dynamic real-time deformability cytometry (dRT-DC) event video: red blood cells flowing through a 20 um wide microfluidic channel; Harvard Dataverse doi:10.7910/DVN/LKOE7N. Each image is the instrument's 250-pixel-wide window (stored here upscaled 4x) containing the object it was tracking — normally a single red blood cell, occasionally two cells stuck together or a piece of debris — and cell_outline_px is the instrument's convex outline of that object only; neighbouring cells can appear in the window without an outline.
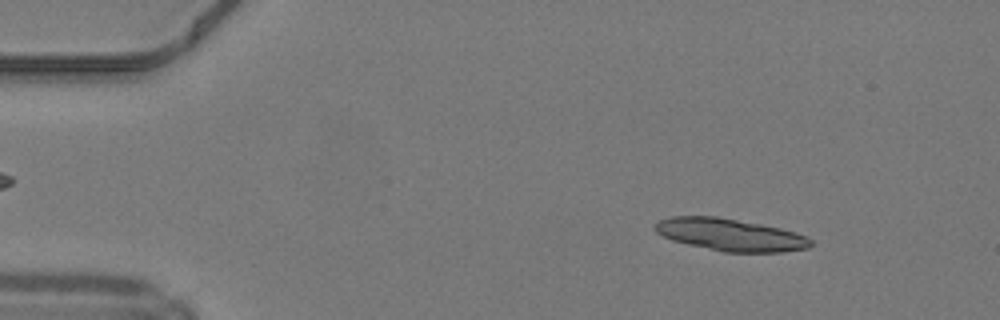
{"species": "common noctule bat (a hibernating species)", "species_latin": "Nyctalus noctula", "temperature_condition": "warm", "stored_images_in_passage": 49, "camera_frame_rate_fps": 3000, "um_per_image_px": 0.085, "animal": {"sex": "male", "body_mass_g": 19.2, "forearm_length_mm": 51.8}, "frame": {"image": 1, "passage_image": 7, "time_ms": 2.0, "image_size_px": [1000, 320], "cell_outline_px": [[812, 244], [808, 248], [780, 252], [724, 252], [688, 244], [672, 240], [656, 232], [652, 228], [660, 220], [668, 216], [716, 216], [760, 224], [780, 228], [796, 232], [808, 236], [812, 240]], "centroid_in_image_um": [62.08, 19.95], "position_along_channel_um": 22.9, "area_um2": 29.25}}
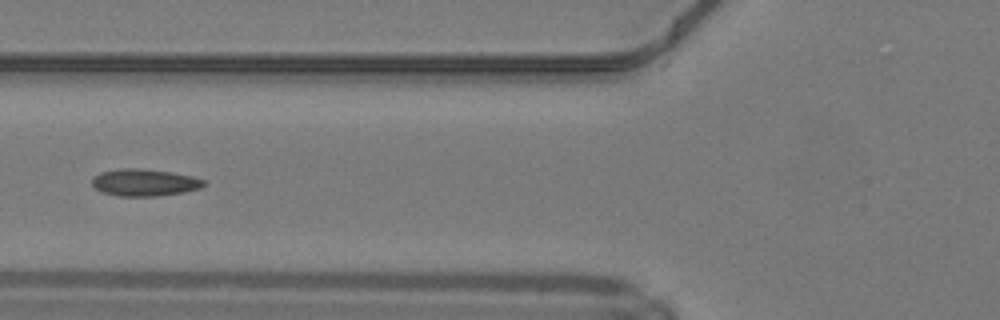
{"frame": {"image": 2, "passage_image": 20, "time_ms": 6.333, "image_size_px": [1000, 320], "cell_outline_px": [[208, 184], [200, 188], [184, 192], [156, 196], [120, 196], [104, 192], [96, 188], [92, 184], [92, 176], [100, 172], [120, 168], [140, 168], [172, 172], [192, 176], [208, 180]], "centroid_in_image_um": [12.33, 15.5], "position_along_channel_um": 113.5, "area_um2": 17.8}, "authors_computed_cell_mechanics": {"area_um2": 17.1666, "velocity_mm_per_s": 4.2242, "shape_relaxation_time_tau1_ms": 7.2973, "shape_relaxation_time_tau2_ms": 1.8597, "deformation_change_tau1": 0.1802, "deformation_change_tau2": 0.0804}}